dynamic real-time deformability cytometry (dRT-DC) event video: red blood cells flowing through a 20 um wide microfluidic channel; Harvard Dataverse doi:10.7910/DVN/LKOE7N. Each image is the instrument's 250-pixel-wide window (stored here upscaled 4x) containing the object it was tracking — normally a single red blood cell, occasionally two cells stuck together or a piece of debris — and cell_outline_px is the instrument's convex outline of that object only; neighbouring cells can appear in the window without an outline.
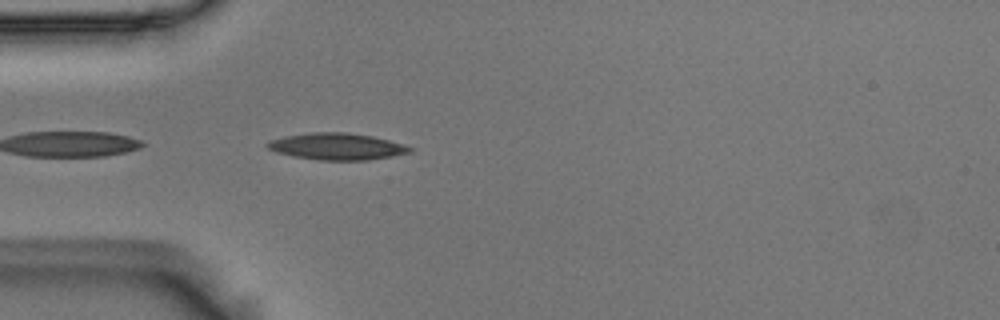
{"species": "Egyptian fruit bat (a non-hibernating species)", "species_latin": "Rousettus aegyptiacus", "temperature_condition": "room temperature", "stored_images_in_passage": 10, "camera_frame_rate_fps": 3000, "um_per_image_px": 0.085, "animal": {"sex": "male"}, "frame": {"image": 1, "passage_image": 1, "time_ms": 0.0, "image_size_px": [1000, 320], "cell_outline_px": [[412, 152], [392, 156], [368, 160], [320, 160], [296, 156], [276, 152], [268, 148], [264, 144], [268, 140], [284, 136], [308, 132], [348, 132], [372, 136], [404, 144], [412, 148]], "centroid_in_image_um": [28.62, 12.44], "position_along_channel_um": 56.4, "area_um2": 22.2}}
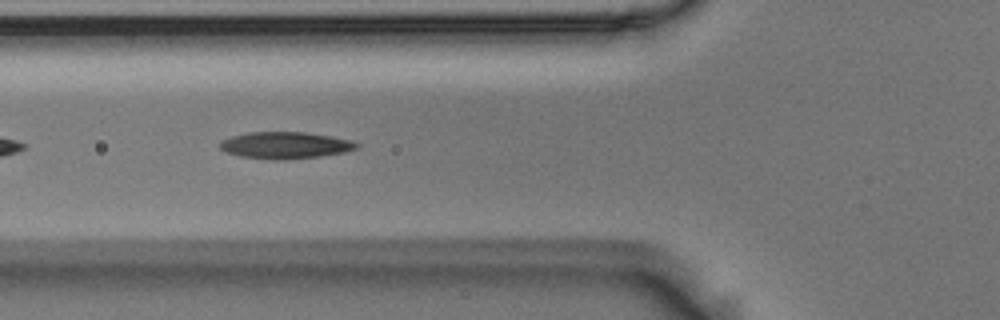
{"frame": {"image": 2, "passage_image": 5, "time_ms": 1.333, "image_size_px": [1000, 320], "cell_outline_px": [[360, 144], [356, 148], [344, 152], [320, 156], [288, 160], [272, 160], [240, 156], [228, 152], [220, 148], [220, 140], [232, 136], [248, 132], [304, 132], [332, 136], [352, 140]], "centroid_in_image_um": [24.25, 12.35], "position_along_channel_um": 101.5, "area_um2": 21.39}}